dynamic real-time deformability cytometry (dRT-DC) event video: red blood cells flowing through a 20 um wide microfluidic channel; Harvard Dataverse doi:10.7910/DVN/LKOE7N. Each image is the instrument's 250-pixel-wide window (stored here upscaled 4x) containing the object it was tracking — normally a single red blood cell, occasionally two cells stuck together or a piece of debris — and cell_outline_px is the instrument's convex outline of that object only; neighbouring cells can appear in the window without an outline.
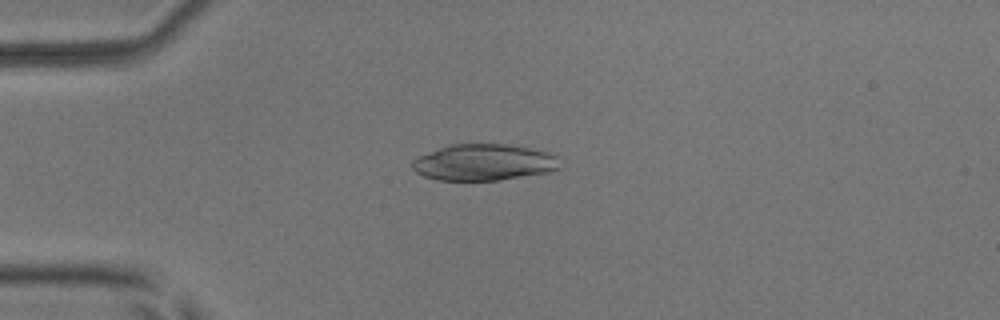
{"species": "common noctule bat (a hibernating species)", "species_latin": "Nyctalus noctula", "temperature_condition": "room temperature", "stored_images_in_passage": 53, "camera_frame_rate_fps": 3000, "um_per_image_px": 0.085, "animal": {"sex": "male", "body_mass_g": 17.9, "forearm_length_mm": 54.2}, "frame": {"image": 1, "passage_image": 14, "time_ms": 4.333, "image_size_px": [1000, 320], "cell_outline_px": [[564, 168], [548, 172], [496, 180], [436, 180], [424, 176], [416, 172], [412, 168], [412, 160], [420, 156], [448, 144], [504, 144], [528, 148], [548, 152], [556, 156]], "centroid_in_image_um": [41.14, 13.8], "position_along_channel_um": 43.9, "area_um2": 31.21}}
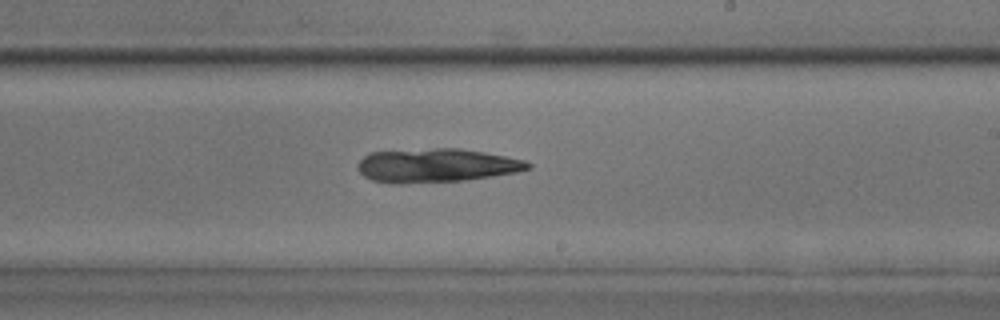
{"frame": {"image": 2, "passage_image": 32, "time_ms": 10.333, "image_size_px": [1000, 320], "cell_outline_px": [[532, 168], [516, 172], [492, 176], [464, 180], [400, 184], [396, 184], [372, 180], [364, 176], [356, 168], [356, 164], [368, 152], [436, 148], [460, 148], [484, 152], [524, 160], [532, 164]], "centroid_in_image_um": [37.05, 14.06], "position_along_channel_um": 251.9, "area_um2": 33.58}}
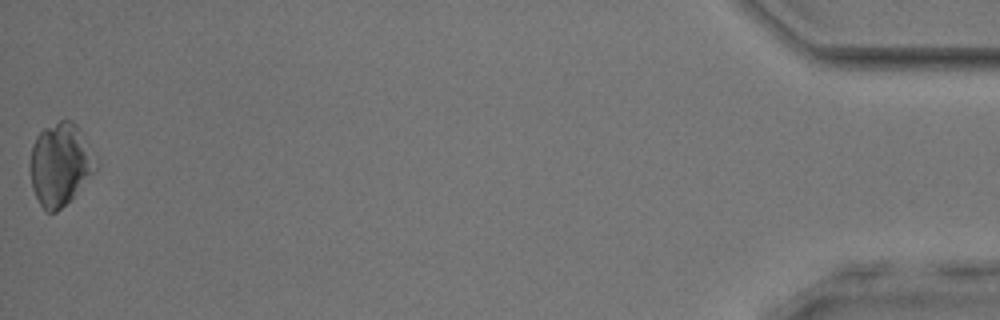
{"frame": {"image": 3, "passage_image": 53, "time_ms": 17.333, "image_size_px": [1000, 320], "cell_outline_px": [[96, 172], [56, 212], [48, 212], [40, 204], [32, 188], [28, 168], [28, 164], [32, 144], [36, 136], [44, 128], [60, 120], [72, 120], [76, 124], [80, 132], [96, 168]], "centroid_in_image_um": [5.02, 13.97], "position_along_channel_um": 430.2, "area_um2": 30.81}}